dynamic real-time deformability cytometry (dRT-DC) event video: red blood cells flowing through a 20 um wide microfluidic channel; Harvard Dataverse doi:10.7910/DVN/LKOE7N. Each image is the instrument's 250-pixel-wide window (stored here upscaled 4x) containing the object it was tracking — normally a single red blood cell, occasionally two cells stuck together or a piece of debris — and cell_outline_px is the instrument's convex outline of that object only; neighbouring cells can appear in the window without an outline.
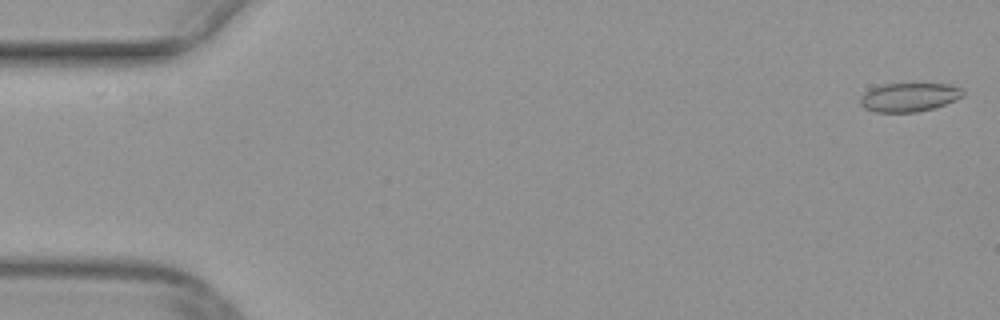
{"species": "common noctule bat (a hibernating species)", "species_latin": "Nyctalus noctula", "temperature_condition": "warm", "stored_images_in_passage": 49, "camera_frame_rate_fps": 3000, "um_per_image_px": 0.085, "animal": {"sex": "female", "body_mass_g": 29.2, "forearm_length_mm": 56.3}, "frame": {"image": 1, "passage_image": 1, "time_ms": 0.0, "image_size_px": [1000, 320], "cell_outline_px": [[964, 96], [956, 100], [932, 108], [916, 112], [876, 112], [864, 108], [860, 104], [860, 96], [864, 92], [872, 88], [884, 84], [912, 80], [948, 84], [960, 88], [964, 92]], "centroid_in_image_um": [77.28, 8.2], "position_along_channel_um": 7.7, "area_um2": 18.03}}
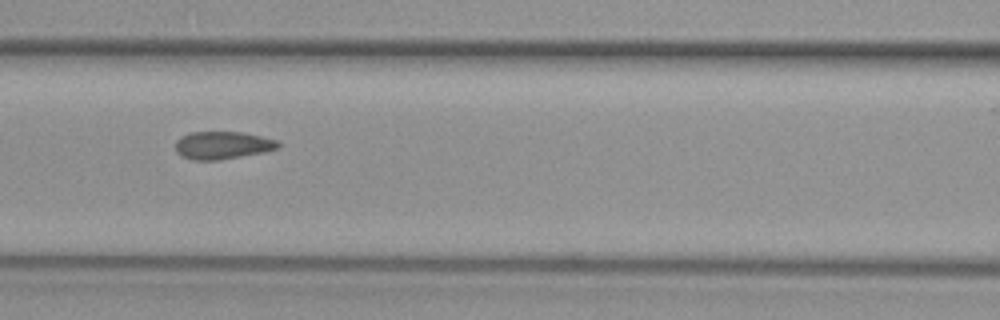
{"frame": {"image": 2, "passage_image": 22, "time_ms": 7.0, "image_size_px": [1000, 320], "cell_outline_px": [[280, 148], [264, 152], [216, 160], [192, 160], [176, 152], [176, 140], [180, 136], [192, 132], [244, 132], [276, 140], [280, 144]], "centroid_in_image_um": [18.91, 12.34], "position_along_channel_um": 147.7, "area_um2": 16.47}}
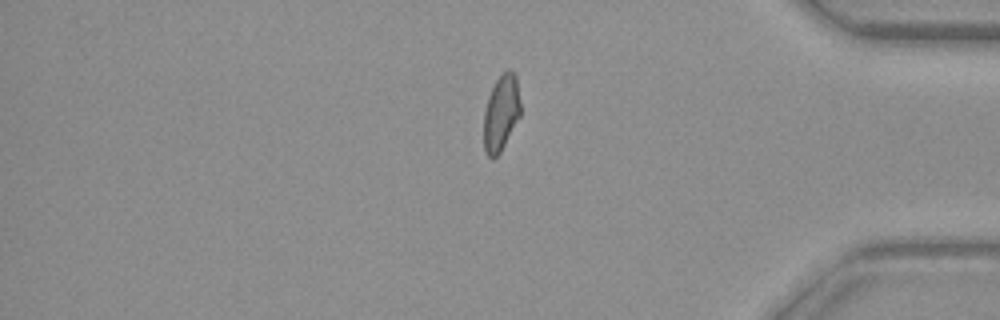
{"frame": {"image": 3, "passage_image": 42, "time_ms": 13.667, "image_size_px": [1000, 320], "cell_outline_px": [[520, 116], [500, 152], [492, 160], [484, 152], [484, 112], [488, 96], [496, 80], [508, 68], [516, 76], [520, 104]], "centroid_in_image_um": [42.58, 9.62], "position_along_channel_um": 392.6, "area_um2": 16.13}}